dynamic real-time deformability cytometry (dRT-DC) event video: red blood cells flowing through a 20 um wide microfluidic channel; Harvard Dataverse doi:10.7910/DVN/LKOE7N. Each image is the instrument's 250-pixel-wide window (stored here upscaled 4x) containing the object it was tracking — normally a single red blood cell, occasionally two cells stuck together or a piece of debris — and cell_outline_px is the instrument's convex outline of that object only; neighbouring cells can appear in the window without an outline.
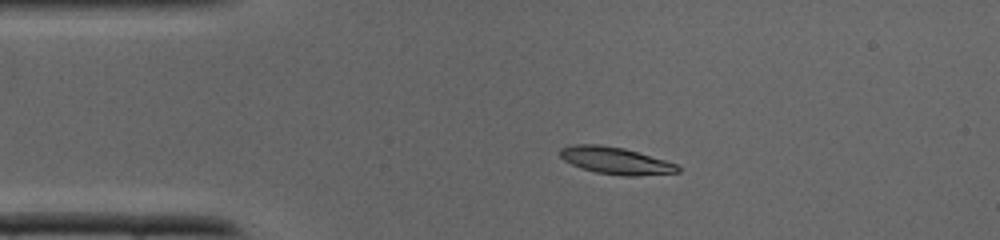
{"species": "common noctule bat (a hibernating species)", "species_latin": "Nyctalus noctula", "temperature_condition": "cold", "stored_images_in_passage": 32, "camera_frame_rate_fps": 3000, "um_per_image_px": 0.085, "animal": {"sex": "male", "body_mass_g": 19.0, "forearm_length_mm": 50.8}, "frame": {"image": 1, "passage_image": 6, "time_ms": 1.667, "image_size_px": [1000, 240], "cell_outline_px": [[680, 172], [636, 176], [624, 176], [596, 172], [580, 168], [564, 160], [560, 156], [560, 148], [576, 144], [600, 144], [624, 148], [664, 160], [676, 164], [680, 168]], "centroid_in_image_um": [52.31, 13.65], "position_along_channel_um": 32.7, "area_um2": 18.44}}
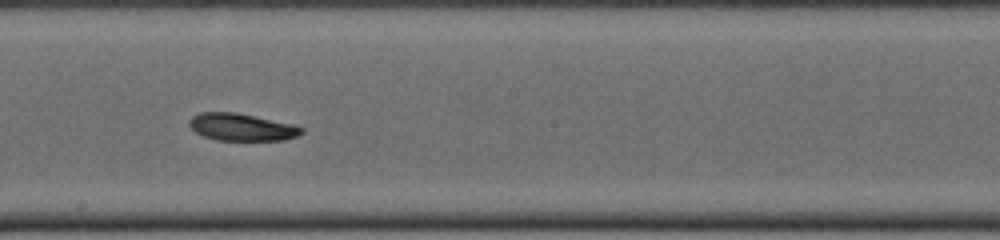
{"frame": {"image": 2, "passage_image": 19, "time_ms": 6.0, "image_size_px": [1000, 240], "cell_outline_px": [[304, 132], [296, 136], [284, 140], [216, 140], [204, 136], [196, 132], [188, 124], [188, 120], [192, 116], [200, 112], [236, 112], [288, 124], [304, 128]], "centroid_in_image_um": [20.49, 10.81], "position_along_channel_um": 227.7, "area_um2": 17.57}}
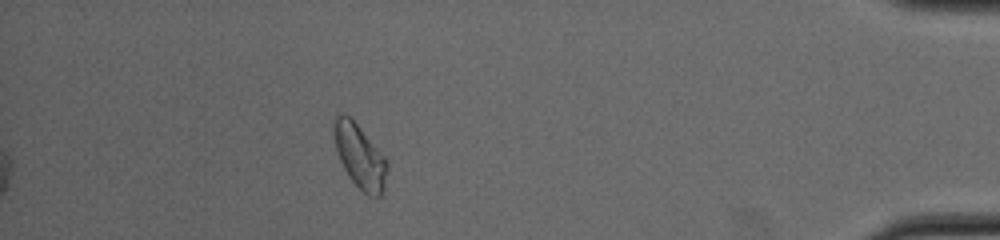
{"frame": {"image": 3, "passage_image": 32, "time_ms": 10.333, "image_size_px": [1000, 240], "cell_outline_px": [[388, 168], [384, 192], [380, 196], [368, 196], [348, 176], [336, 152], [336, 116], [344, 112], [356, 124], [388, 160]], "centroid_in_image_um": [30.65, 13.36], "position_along_channel_um": 404.6, "area_um2": 19.25}}